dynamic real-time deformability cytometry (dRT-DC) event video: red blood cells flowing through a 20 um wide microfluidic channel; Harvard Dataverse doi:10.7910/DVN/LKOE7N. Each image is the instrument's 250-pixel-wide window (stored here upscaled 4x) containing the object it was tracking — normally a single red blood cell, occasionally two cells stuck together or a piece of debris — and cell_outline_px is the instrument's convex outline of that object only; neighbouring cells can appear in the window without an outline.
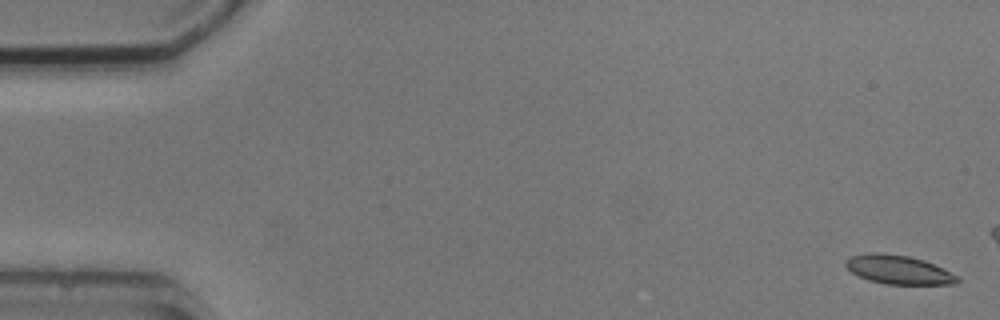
{"species": "common noctule bat (a hibernating species)", "species_latin": "Nyctalus noctula", "temperature_condition": "cold", "stored_images_in_passage": 5, "camera_frame_rate_fps": 3000, "um_per_image_px": 0.085, "animal": {"sex": "male", "body_mass_g": 20.5, "forearm_length_mm": 52.5}, "frame": {"image": 1, "passage_image": 1, "time_ms": 0.0, "image_size_px": [1000, 320], "cell_outline_px": [[960, 280], [956, 284], [884, 284], [868, 280], [852, 272], [844, 264], [844, 260], [852, 256], [872, 252], [880, 252], [908, 256], [924, 260], [960, 276]], "centroid_in_image_um": [76.39, 22.92], "position_along_channel_um": 8.6, "area_um2": 18.79}}